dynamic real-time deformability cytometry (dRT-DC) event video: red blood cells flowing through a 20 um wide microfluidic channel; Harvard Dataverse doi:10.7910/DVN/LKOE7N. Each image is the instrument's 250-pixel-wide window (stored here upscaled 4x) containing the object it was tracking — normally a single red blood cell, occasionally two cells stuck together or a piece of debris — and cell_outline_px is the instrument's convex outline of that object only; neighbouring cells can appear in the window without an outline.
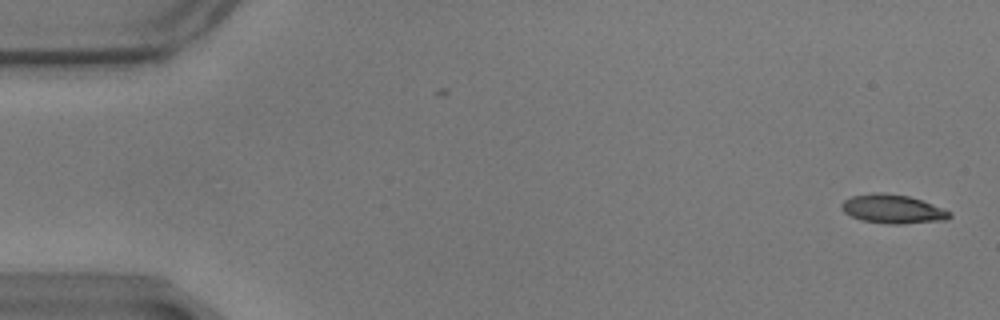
{"species": "common noctule bat (a hibernating species)", "species_latin": "Nyctalus noctula", "temperature_condition": "warm", "stored_images_in_passage": 58, "camera_frame_rate_fps": 3000, "um_per_image_px": 0.085, "animal": {"sex": "male", "body_mass_g": 17.9}, "frame": {"image": 1, "passage_image": 2, "time_ms": 0.333, "image_size_px": [1000, 320], "cell_outline_px": [[952, 216], [944, 220], [904, 224], [888, 224], [860, 220], [844, 212], [840, 208], [840, 204], [844, 200], [852, 196], [872, 192], [880, 192], [908, 196], [944, 208], [952, 212]], "centroid_in_image_um": [75.87, 17.77], "position_along_channel_um": 9.1, "area_um2": 18.26}}
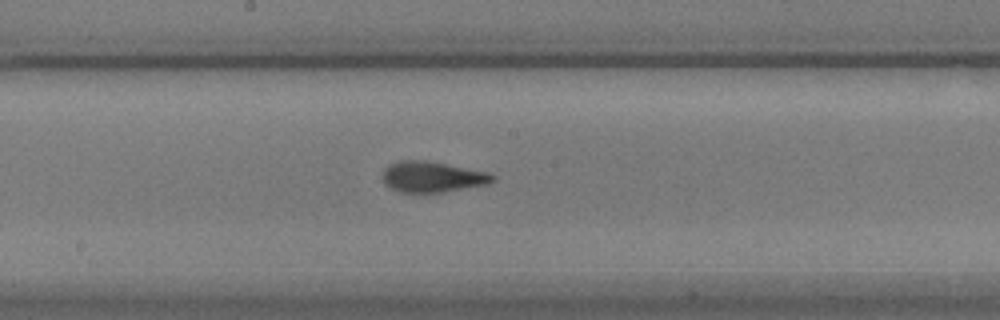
{"frame": {"image": 2, "passage_image": 31, "time_ms": 10.0, "image_size_px": [1000, 320], "cell_outline_px": [[496, 180], [488, 184], [440, 192], [400, 192], [384, 184], [384, 168], [388, 164], [400, 160], [428, 160], [488, 172], [496, 176]], "centroid_in_image_um": [36.76, 15.01], "position_along_channel_um": 211.4, "area_um2": 19.71}}
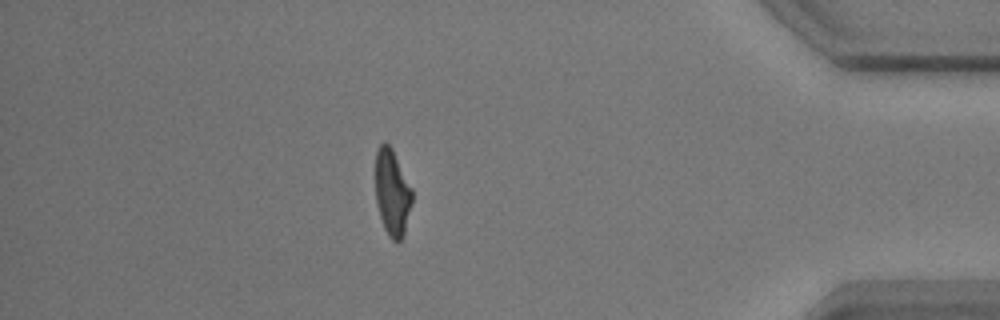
{"frame": {"image": 3, "passage_image": 51, "time_ms": 16.667, "image_size_px": [1000, 320], "cell_outline_px": [[412, 200], [404, 236], [400, 240], [392, 240], [388, 236], [384, 228], [380, 216], [376, 200], [376, 152], [380, 144], [384, 140], [392, 148], [412, 188]], "centroid_in_image_um": [33.34, 16.36], "position_along_channel_um": 401.9, "area_um2": 18.38}, "authors_computed_cell_mechanics": {"area_um2": 18.9006, "velocity_mm_per_s": 3.4691, "shape_relaxation_time_tau1_ms": 5.7417, "shape_relaxation_time_tau2_ms": 1.9977, "deformation_change_tau1": 0.2185, "deformation_change_tau2": 0.1096}}